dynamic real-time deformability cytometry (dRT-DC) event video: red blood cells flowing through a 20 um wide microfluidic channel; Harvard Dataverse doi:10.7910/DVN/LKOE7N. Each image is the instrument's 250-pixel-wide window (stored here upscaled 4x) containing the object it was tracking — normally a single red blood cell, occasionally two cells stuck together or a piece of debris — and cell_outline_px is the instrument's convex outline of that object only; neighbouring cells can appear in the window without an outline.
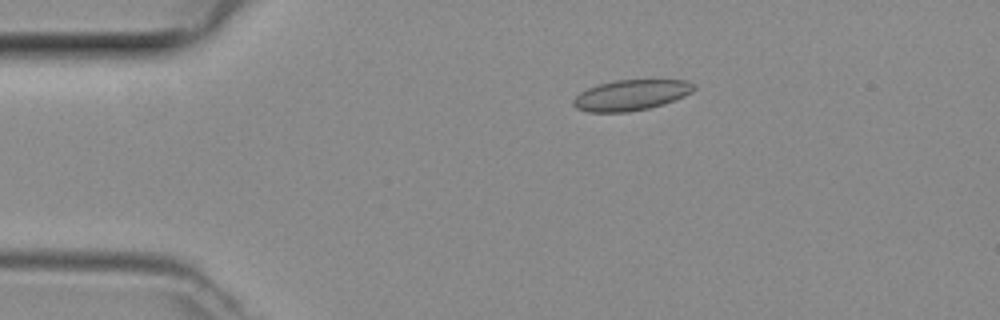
{"species": "common noctule bat (a hibernating species)", "species_latin": "Nyctalus noctula", "temperature_condition": "room temperature", "stored_images_in_passage": 49, "camera_frame_rate_fps": 3000, "um_per_image_px": 0.085, "animal": {"sex": "female", "body_mass_g": 29.2, "forearm_length_mm": 56.3}, "frame": {"image": 1, "passage_image": 10, "time_ms": 3.0, "image_size_px": [1000, 320], "cell_outline_px": [[696, 88], [692, 92], [684, 96], [664, 104], [648, 108], [628, 112], [588, 112], [576, 108], [572, 104], [572, 100], [580, 92], [588, 88], [600, 84], [616, 80], [684, 80], [692, 84]], "centroid_in_image_um": [53.61, 8.09], "position_along_channel_um": 31.4, "area_um2": 21.39}}
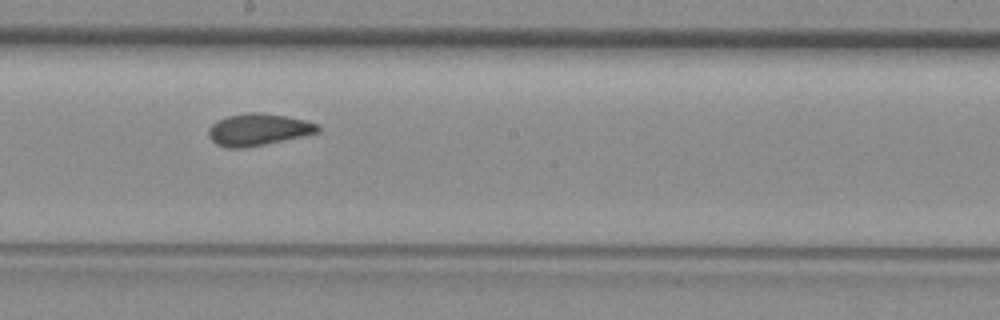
{"frame": {"image": 2, "passage_image": 27, "time_ms": 8.667, "image_size_px": [1000, 320], "cell_outline_px": [[320, 132], [264, 144], [244, 148], [228, 148], [216, 144], [208, 136], [208, 128], [216, 120], [228, 116], [244, 112], [260, 112], [288, 116], [308, 120], [320, 124]], "centroid_in_image_um": [21.96, 10.99], "position_along_channel_um": 226.2, "area_um2": 20.58}}
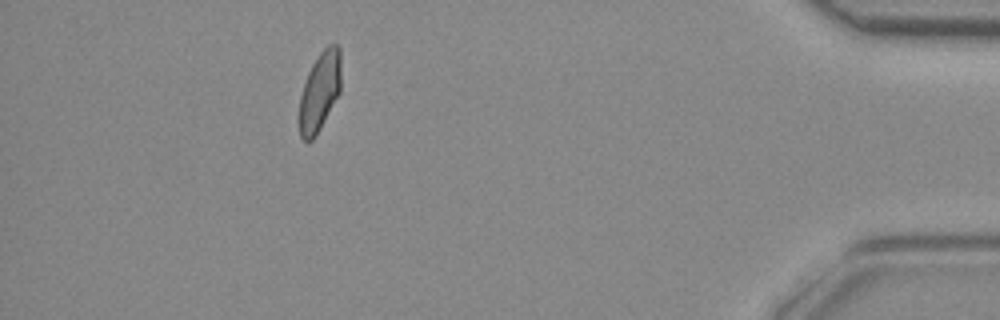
{"frame": {"image": 3, "passage_image": 44, "time_ms": 14.333, "image_size_px": [1000, 320], "cell_outline_px": [[340, 92], [316, 136], [308, 144], [300, 136], [300, 96], [308, 72], [312, 64], [320, 52], [328, 44], [340, 44]], "centroid_in_image_um": [27.19, 7.77], "position_along_channel_um": 408.0, "area_um2": 19.19}}